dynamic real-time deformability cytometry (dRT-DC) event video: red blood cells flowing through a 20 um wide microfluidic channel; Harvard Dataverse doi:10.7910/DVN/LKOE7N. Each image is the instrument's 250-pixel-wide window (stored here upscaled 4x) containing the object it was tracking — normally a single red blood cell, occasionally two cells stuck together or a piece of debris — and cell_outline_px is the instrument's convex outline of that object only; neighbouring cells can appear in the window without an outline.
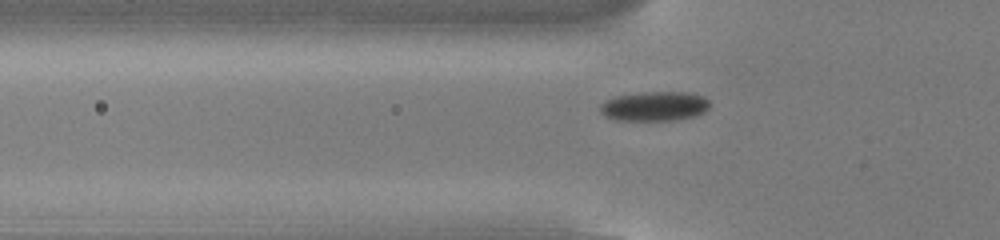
{"species": "common noctule bat (a hibernating species)", "species_latin": "Nyctalus noctula", "temperature_condition": "cold", "stored_images_in_passage": 48, "camera_frame_rate_fps": 3000, "um_per_image_px": 0.085, "animal": {"sex": "male", "body_mass_g": 13.0, "forearm_length_mm": 53.1}, "frame": {"image": 1, "passage_image": 12, "time_ms": 3.667, "image_size_px": [1000, 240], "cell_outline_px": [[708, 108], [704, 112], [696, 116], [676, 120], [616, 120], [604, 116], [600, 112], [600, 104], [616, 96], [644, 92], [688, 92], [704, 96], [708, 100]], "centroid_in_image_um": [55.64, 9.03], "position_along_channel_um": 70.2, "area_um2": 18.84}}
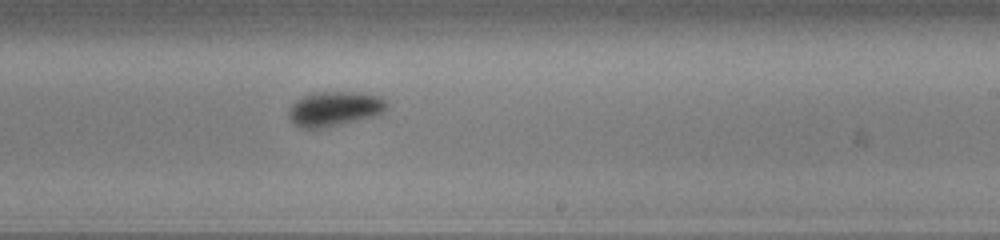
{"frame": {"image": 2, "passage_image": 27, "time_ms": 8.667, "image_size_px": [1000, 240], "cell_outline_px": [[388, 108], [380, 116], [324, 128], [300, 128], [292, 124], [288, 116], [288, 108], [296, 100], [312, 92], [356, 92], [380, 96], [388, 104]], "centroid_in_image_um": [28.45, 9.26], "position_along_channel_um": 260.6, "area_um2": 20.35}}
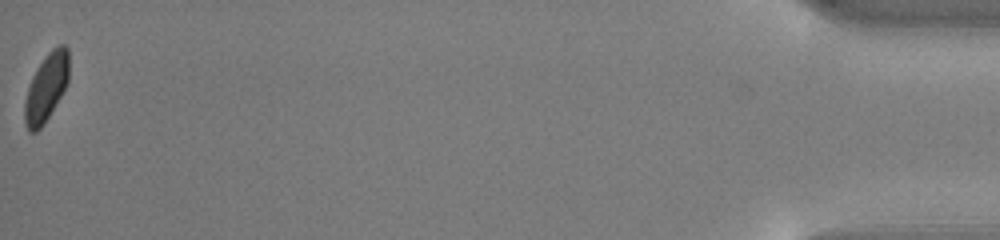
{"frame": {"image": 3, "passage_image": 48, "time_ms": 15.667, "image_size_px": [1000, 240], "cell_outline_px": [[68, 80], [60, 96], [44, 124], [36, 132], [28, 132], [24, 124], [24, 100], [32, 76], [36, 68], [48, 52], [52, 48], [60, 44], [64, 44], [68, 48]], "centroid_in_image_um": [3.9, 7.44], "position_along_channel_um": 431.3, "area_um2": 17.46}, "authors_computed_cell_mechanics": {"area_um2": 18.5827, "velocity_mm_per_s": 3.8204, "shape_relaxation_time_tau1_ms": 2.691, "shape_relaxation_time_tau2_ms": null, "deformation_change_tau1": 0.0878, "deformation_change_tau2": null}}